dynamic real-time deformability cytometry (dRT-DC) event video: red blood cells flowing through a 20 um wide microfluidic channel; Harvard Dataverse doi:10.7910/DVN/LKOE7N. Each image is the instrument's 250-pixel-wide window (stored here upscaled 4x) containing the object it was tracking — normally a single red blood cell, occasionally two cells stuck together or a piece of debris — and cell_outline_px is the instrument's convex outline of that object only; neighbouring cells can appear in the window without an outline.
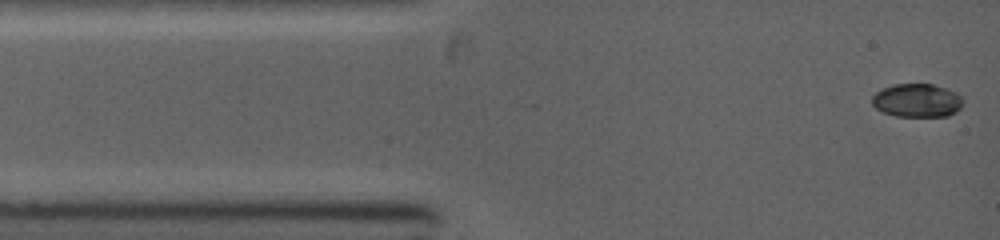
{"species": "common noctule bat (a hibernating species)", "species_latin": "Nyctalus noctula", "temperature_condition": "warm", "stored_images_in_passage": 42, "camera_frame_rate_fps": 5000, "um_per_image_px": 0.085, "animal": {"sex": "female", "body_mass_g": 19.0, "forearm_length_mm": 53.3}, "frame": {"image": 1, "passage_image": 1, "time_ms": 0.0, "image_size_px": [1000, 240], "cell_outline_px": [[964, 104], [956, 112], [948, 116], [896, 116], [884, 112], [876, 108], [872, 104], [872, 96], [880, 88], [892, 84], [932, 84], [956, 92], [960, 96]], "centroid_in_image_um": [77.94, 8.53], "position_along_channel_um": 7.1, "area_um2": 17.8}}
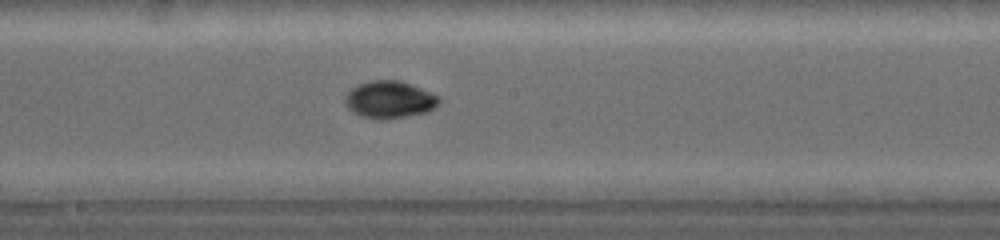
{"frame": {"image": 2, "passage_image": 18, "time_ms": 5.8, "image_size_px": [1000, 240], "cell_outline_px": [[440, 100], [432, 108], [424, 112], [384, 120], [380, 120], [360, 116], [352, 112], [348, 108], [344, 100], [348, 92], [356, 84], [368, 80], [400, 80], [432, 92], [440, 96]], "centroid_in_image_um": [33.07, 8.45], "position_along_channel_um": 215.1, "area_um2": 20.4}}
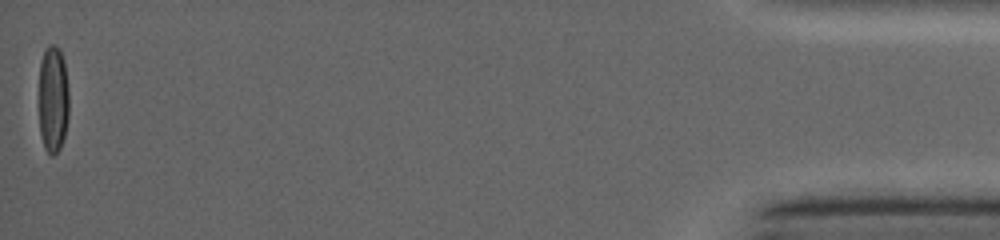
{"frame": {"image": 3, "passage_image": 41, "time_ms": 13.4, "image_size_px": [1000, 240], "cell_outline_px": [[68, 116], [64, 136], [60, 148], [52, 156], [44, 148], [40, 132], [40, 60], [44, 48], [48, 44], [52, 44], [60, 48], [64, 60], [68, 88]], "centroid_in_image_um": [4.51, 8.37], "position_along_channel_um": 430.7, "area_um2": 18.84}}